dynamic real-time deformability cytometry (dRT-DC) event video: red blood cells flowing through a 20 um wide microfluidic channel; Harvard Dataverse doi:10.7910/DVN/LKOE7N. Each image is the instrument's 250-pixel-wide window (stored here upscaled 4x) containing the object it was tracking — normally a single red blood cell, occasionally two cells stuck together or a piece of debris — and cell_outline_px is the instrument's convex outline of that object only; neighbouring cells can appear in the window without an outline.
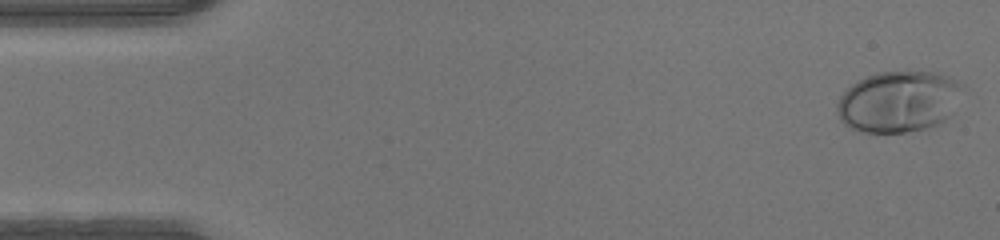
{"species": "human", "species_latin": "Homo sapiens", "temperature_condition": "warm", "stored_images_in_passage": 47, "camera_frame_rate_fps": 3000, "um_per_image_px": 0.085, "donor": {"sex": "male"}, "frame": {"image": 1, "passage_image": 1, "time_ms": 0.0, "image_size_px": [1000, 240], "cell_outline_px": [[956, 84], [952, 116], [940, 124], [924, 128], [904, 132], [860, 132], [844, 124], [840, 120], [836, 112], [836, 104], [840, 96], [852, 84], [868, 76], [880, 72], [932, 72], [948, 76], [956, 80]], "centroid_in_image_um": [76.28, 8.66], "position_along_channel_um": 8.7, "area_um2": 43.81}}
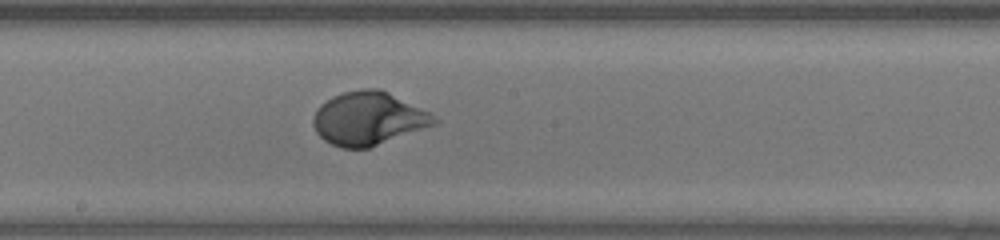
{"frame": {"image": 2, "passage_image": 25, "time_ms": 8.0, "image_size_px": [1000, 240], "cell_outline_px": [[440, 120], [436, 124], [368, 148], [340, 148], [324, 140], [316, 132], [312, 124], [312, 116], [320, 104], [332, 96], [344, 92], [360, 88], [380, 88], [432, 112]], "centroid_in_image_um": [31.32, 10.05], "position_along_channel_um": 216.9, "area_um2": 37.92}}
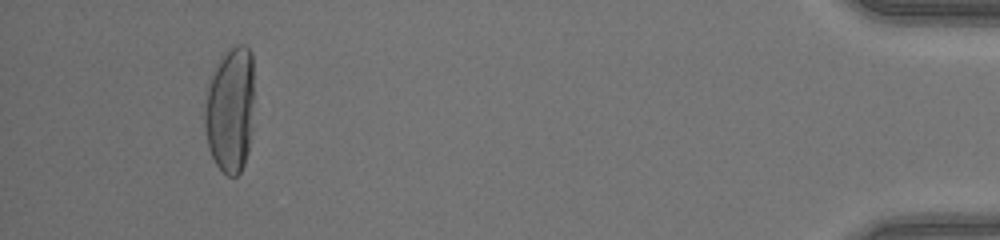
{"frame": {"image": 3, "passage_image": 44, "time_ms": 14.333, "image_size_px": [1000, 240], "cell_outline_px": [[252, 100], [248, 152], [244, 164], [240, 172], [236, 176], [228, 176], [216, 164], [208, 148], [204, 124], [204, 112], [208, 88], [212, 76], [220, 60], [228, 48], [236, 44], [244, 44], [252, 52]], "centroid_in_image_um": [19.56, 9.33], "position_along_channel_um": 415.6, "area_um2": 35.66}}